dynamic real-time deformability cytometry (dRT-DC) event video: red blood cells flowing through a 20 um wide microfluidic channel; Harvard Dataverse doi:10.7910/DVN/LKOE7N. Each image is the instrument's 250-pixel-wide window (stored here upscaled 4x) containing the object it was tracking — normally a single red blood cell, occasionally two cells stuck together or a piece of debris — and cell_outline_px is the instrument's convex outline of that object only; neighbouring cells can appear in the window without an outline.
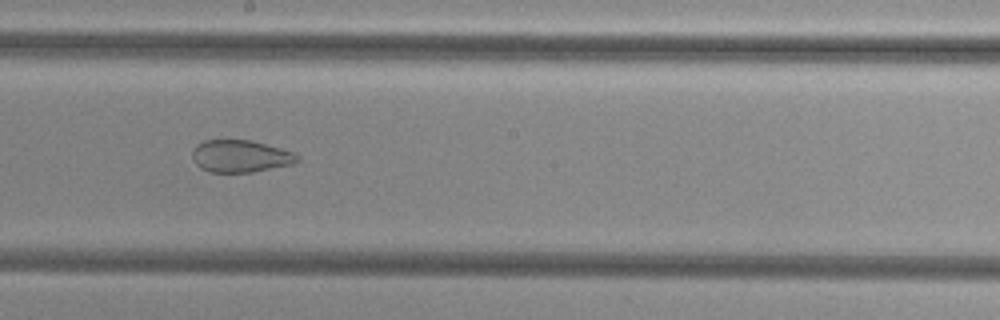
{"species": "common noctule bat (a hibernating species)", "species_latin": "Nyctalus noctula", "temperature_condition": "cold", "stored_images_in_passage": 54, "segment_of_instrument_passage": [2, 2], "camera_frame_rate_fps": 3000, "um_per_image_px": 0.085, "animal": {"sex": "female", "body_mass_g": 29.2, "forearm_length_mm": 56.3}, "frame": {"image": 1, "passage_image": 31, "time_ms": 10.0, "image_size_px": [1000, 320], "cell_outline_px": [[300, 160], [292, 164], [252, 172], [208, 172], [200, 168], [196, 164], [192, 156], [192, 152], [196, 144], [204, 140], [248, 140], [280, 148], [292, 152], [300, 156]], "centroid_in_image_um": [20.41, 13.28], "position_along_channel_um": 227.8, "area_um2": 19.65}}
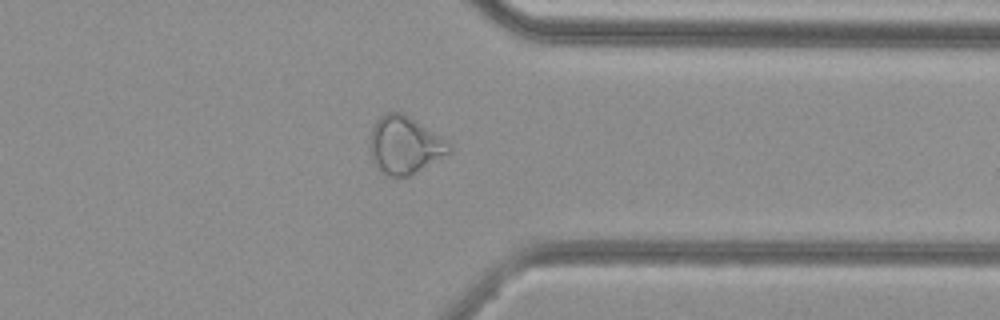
{"frame": {"image": 2, "passage_image": 43, "time_ms": 14.0, "image_size_px": [1000, 320], "cell_outline_px": [[452, 152], [408, 176], [388, 176], [380, 172], [376, 168], [372, 160], [368, 148], [368, 140], [372, 128], [376, 120], [380, 116], [388, 112], [400, 112], [408, 116], [448, 140], [452, 144]], "centroid_in_image_um": [34.37, 12.34], "position_along_channel_um": 377.0, "area_um2": 26.88}}
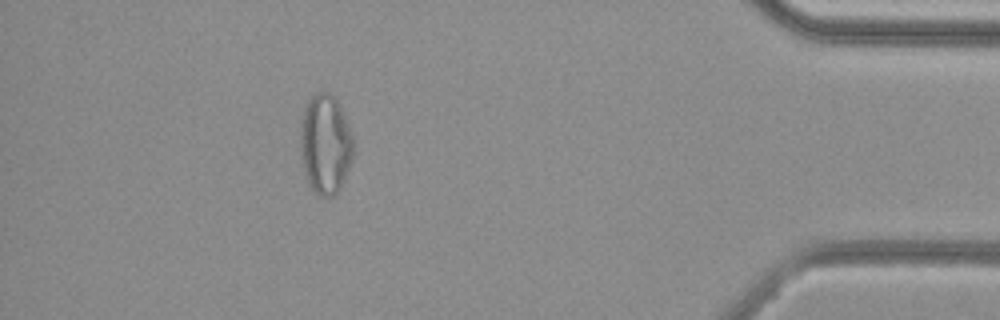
{"frame": {"image": 3, "passage_image": 49, "time_ms": 16.0, "image_size_px": [1000, 320], "cell_outline_px": [[352, 160], [344, 180], [340, 188], [332, 196], [320, 196], [308, 184], [300, 152], [300, 132], [304, 108], [308, 100], [316, 92], [328, 92], [336, 100], [344, 116], [352, 136]], "centroid_in_image_um": [27.63, 12.26], "position_along_channel_um": 407.6, "area_um2": 30.35}}